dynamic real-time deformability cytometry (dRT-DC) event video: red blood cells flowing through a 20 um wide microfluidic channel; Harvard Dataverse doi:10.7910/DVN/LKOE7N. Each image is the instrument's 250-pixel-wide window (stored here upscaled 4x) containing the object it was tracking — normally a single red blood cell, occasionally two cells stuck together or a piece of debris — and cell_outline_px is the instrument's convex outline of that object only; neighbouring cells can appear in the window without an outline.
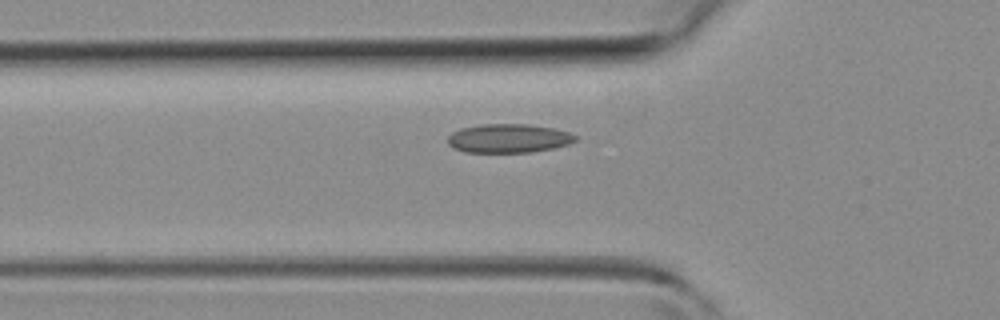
{"species": "common noctule bat (a hibernating species)", "species_latin": "Nyctalus noctula", "temperature_condition": "room temperature", "stored_images_in_passage": 31, "camera_frame_rate_fps": 3000, "um_per_image_px": 0.085, "animal": {"sex": "female", "body_mass_g": 19.3, "forearm_length_mm": 54.1}, "frame": {"image": 1, "passage_image": 2, "time_ms": 0.333, "image_size_px": [1000, 320], "cell_outline_px": [[576, 140], [568, 144], [552, 148], [532, 152], [464, 152], [448, 144], [448, 136], [452, 132], [460, 128], [484, 124], [528, 124], [552, 128], [568, 132], [576, 136]], "centroid_in_image_um": [43.21, 11.75], "position_along_channel_um": 82.6, "area_um2": 21.27}}
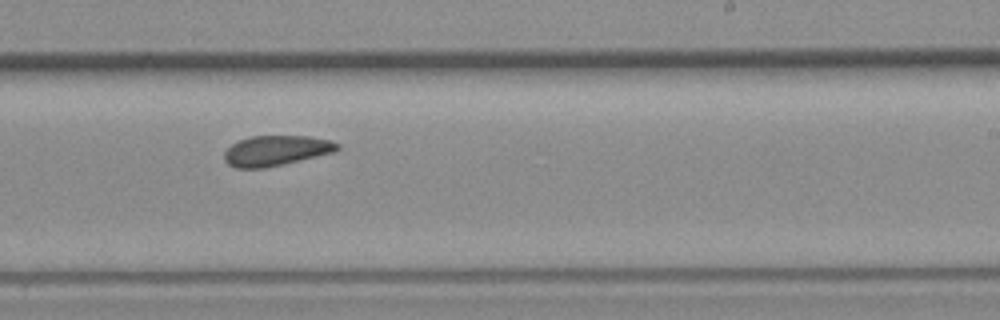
{"frame": {"image": 2, "passage_image": 14, "time_ms": 4.333, "image_size_px": [1000, 320], "cell_outline_px": [[340, 148], [336, 152], [264, 168], [236, 168], [228, 164], [224, 160], [224, 152], [232, 144], [240, 140], [252, 136], [308, 136], [328, 140], [340, 144]], "centroid_in_image_um": [23.47, 12.8], "position_along_channel_um": 265.5, "area_um2": 19.83}}
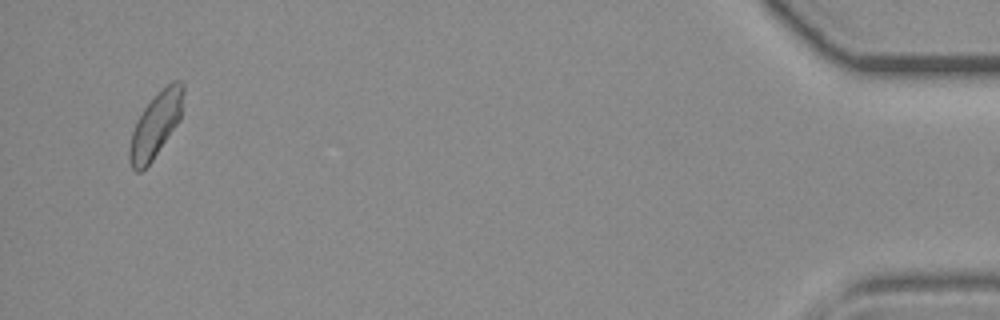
{"frame": {"image": 3, "passage_image": 30, "time_ms": 9.667, "image_size_px": [1000, 320], "cell_outline_px": [[184, 92], [180, 120], [152, 160], [140, 172], [136, 172], [132, 168], [128, 160], [128, 152], [132, 132], [136, 120], [144, 108], [172, 80], [180, 80], [184, 84]], "centroid_in_image_um": [13.23, 10.63], "position_along_channel_um": 422.0, "area_um2": 20.06}}